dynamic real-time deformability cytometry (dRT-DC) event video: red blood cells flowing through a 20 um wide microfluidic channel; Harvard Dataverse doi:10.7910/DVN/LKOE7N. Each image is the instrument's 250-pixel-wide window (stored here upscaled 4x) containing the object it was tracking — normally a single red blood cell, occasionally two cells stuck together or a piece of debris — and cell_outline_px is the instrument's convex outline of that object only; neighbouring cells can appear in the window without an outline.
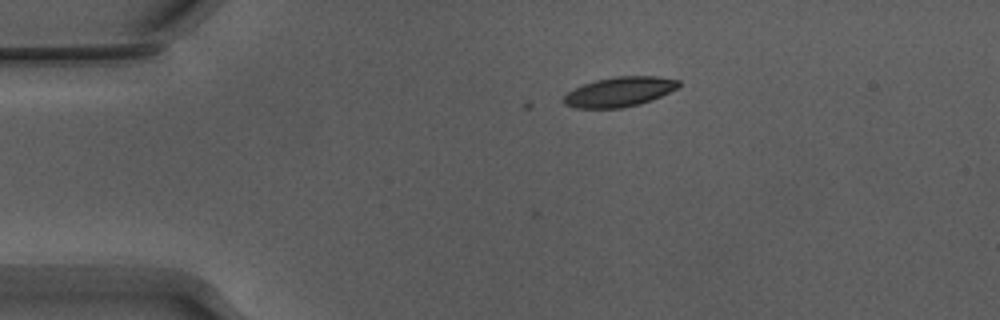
{"species": "Egyptian fruit bat (a non-hibernating species)", "species_latin": "Rousettus aegyptiacus", "temperature_condition": "warm", "stored_images_in_passage": 2, "camera_frame_rate_fps": 3000, "um_per_image_px": 0.085, "animal": {"sex": "male"}, "frame": {"image": 1, "passage_image": 2, "time_ms": 0.333, "image_size_px": [1000, 320], "cell_outline_px": [[680, 84], [676, 88], [652, 100], [620, 108], [576, 108], [564, 104], [564, 96], [568, 92], [584, 84], [596, 80], [616, 76], [656, 76], [680, 80]], "centroid_in_image_um": [52.65, 7.8], "position_along_channel_um": 32.4, "area_um2": 19.59}}